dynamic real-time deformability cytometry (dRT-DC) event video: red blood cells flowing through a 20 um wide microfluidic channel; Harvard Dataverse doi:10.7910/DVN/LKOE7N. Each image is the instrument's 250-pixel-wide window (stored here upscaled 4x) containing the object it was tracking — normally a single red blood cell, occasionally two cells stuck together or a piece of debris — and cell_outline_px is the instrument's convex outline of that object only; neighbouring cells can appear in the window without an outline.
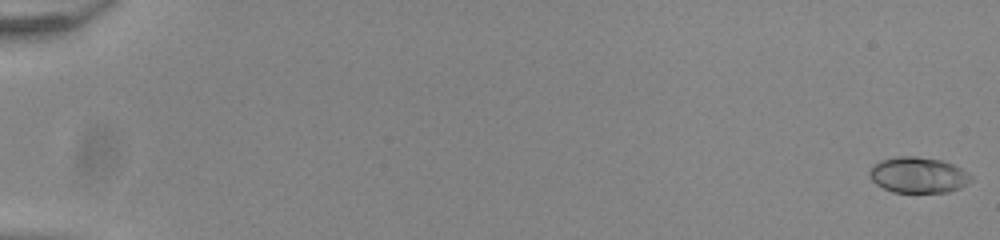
{"species": "common noctule bat (a hibernating species)", "species_latin": "Nyctalus noctula", "temperature_condition": "room temperature", "stored_images_in_passage": 54, "camera_frame_rate_fps": 3000, "um_per_image_px": 0.085, "animal": {"sex": "male", "body_mass_g": 20.0, "forearm_length_mm": 53.3}, "frame": {"image": 1, "passage_image": 1, "time_ms": 0.0, "image_size_px": [1000, 240], "cell_outline_px": [[972, 180], [960, 188], [948, 192], [892, 192], [876, 184], [872, 180], [868, 172], [880, 160], [896, 156], [916, 156], [940, 160], [952, 164], [968, 172], [972, 176]], "centroid_in_image_um": [78.05, 14.88], "position_along_channel_um": 6.9, "area_um2": 21.1}}
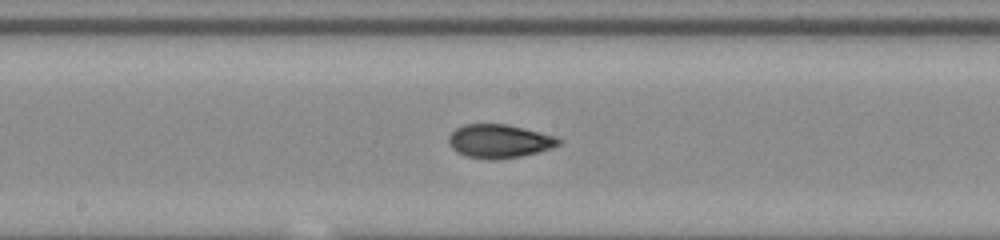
{"frame": {"image": 2, "passage_image": 31, "time_ms": 10.0, "image_size_px": [1000, 240], "cell_outline_px": [[564, 140], [560, 144], [552, 148], [520, 156], [492, 160], [468, 156], [456, 152], [448, 144], [448, 136], [456, 128], [464, 124], [508, 124], [556, 136]], "centroid_in_image_um": [42.44, 11.99], "position_along_channel_um": 205.8, "area_um2": 21.56}}
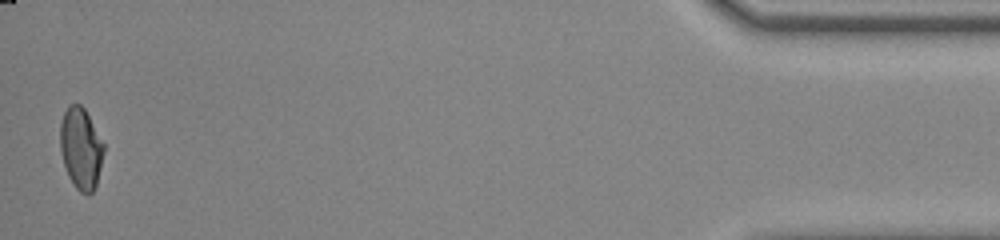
{"frame": {"image": 3, "passage_image": 54, "time_ms": 17.667, "image_size_px": [1000, 240], "cell_outline_px": [[104, 152], [96, 184], [92, 192], [88, 196], [80, 192], [76, 188], [68, 176], [64, 164], [60, 148], [60, 124], [64, 112], [68, 104], [80, 104], [84, 108], [104, 144]], "centroid_in_image_um": [6.86, 12.61], "position_along_channel_um": 428.3, "area_um2": 20.58}, "authors_computed_cell_mechanics": {"area_um2": 20.9814, "velocity_mm_per_s": 3.9335, "shape_relaxation_time_tau1_ms": 6.1911, "shape_relaxation_time_tau2_ms": 1.2997, "deformation_change_tau1": 0.2024, "deformation_change_tau2": 0.0463}}